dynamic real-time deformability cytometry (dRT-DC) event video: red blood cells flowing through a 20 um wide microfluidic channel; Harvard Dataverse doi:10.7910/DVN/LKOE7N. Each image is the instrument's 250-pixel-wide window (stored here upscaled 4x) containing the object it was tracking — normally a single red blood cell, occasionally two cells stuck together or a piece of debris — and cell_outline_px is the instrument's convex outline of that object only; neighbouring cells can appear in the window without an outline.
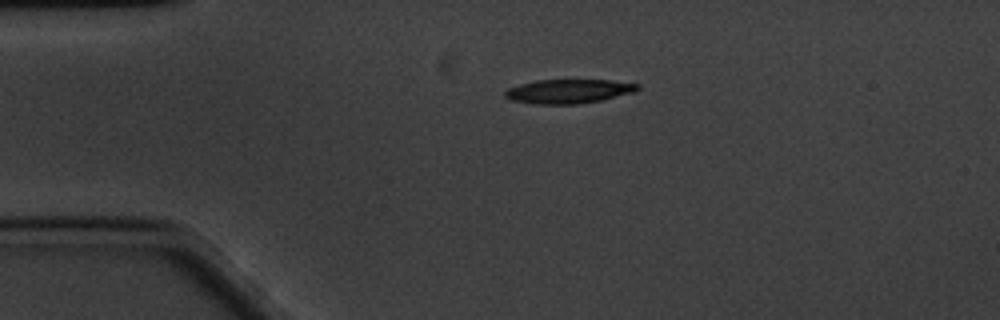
{"species": "common noctule bat (a hibernating species)", "species_latin": "Nyctalus noctula", "temperature_condition": "cold", "stored_images_in_passage": 48, "camera_frame_rate_fps": 3000, "um_per_image_px": 0.085, "animal": {"sex": "male", "body_mass_g": 20.1, "forearm_length_mm": 53.5}, "frame": {"image": 1, "passage_image": 1, "time_ms": 0.0, "image_size_px": [1000, 320], "cell_outline_px": [[640, 88], [636, 92], [600, 100], [576, 104], [536, 104], [512, 100], [504, 96], [504, 92], [508, 88], [520, 84], [536, 80], [608, 80], [640, 84]], "centroid_in_image_um": [48.34, 7.75], "position_along_channel_um": 36.7, "area_um2": 18.55}}
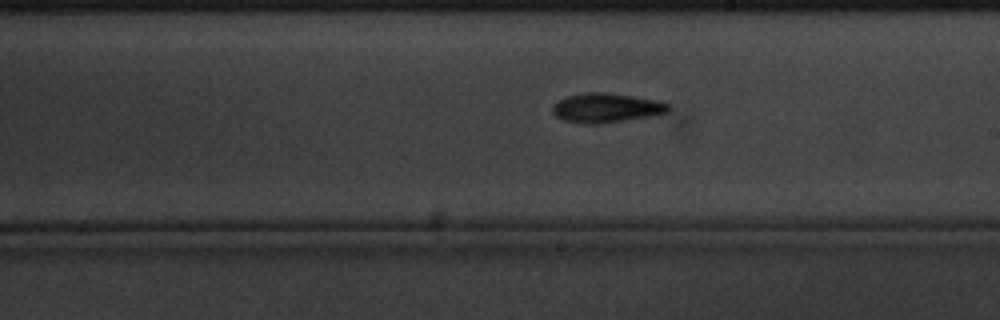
{"frame": {"image": 2, "passage_image": 22, "time_ms": 7.0, "image_size_px": [1000, 320], "cell_outline_px": [[672, 108], [668, 112], [648, 116], [600, 124], [588, 124], [564, 120], [556, 116], [552, 112], [552, 104], [556, 100], [568, 96], [584, 92], [608, 92], [656, 100], [672, 104]], "centroid_in_image_um": [51.52, 9.15], "position_along_channel_um": 237.5, "area_um2": 19.94}}
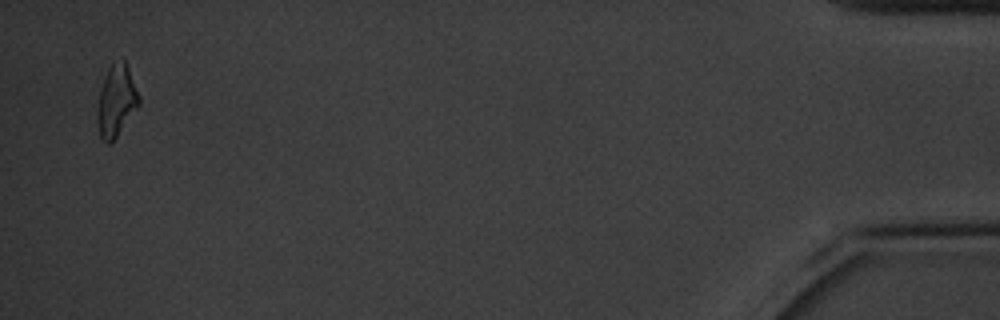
{"frame": {"image": 3, "passage_image": 47, "time_ms": 15.333, "image_size_px": [1000, 320], "cell_outline_px": [[140, 104], [112, 144], [108, 144], [100, 136], [96, 124], [96, 112], [100, 88], [104, 76], [108, 68], [112, 64], [124, 56], [140, 96]], "centroid_in_image_um": [9.88, 8.57], "position_along_channel_um": 425.3, "area_um2": 17.86}, "authors_computed_cell_mechanics": {"area_um2": 18.5827, "velocity_mm_per_s": 3.3014, "shape_relaxation_time_tau1_ms": 3.8521, "shape_relaxation_time_tau2_ms": null, "deformation_change_tau1": 0.1296, "deformation_change_tau2": null}}